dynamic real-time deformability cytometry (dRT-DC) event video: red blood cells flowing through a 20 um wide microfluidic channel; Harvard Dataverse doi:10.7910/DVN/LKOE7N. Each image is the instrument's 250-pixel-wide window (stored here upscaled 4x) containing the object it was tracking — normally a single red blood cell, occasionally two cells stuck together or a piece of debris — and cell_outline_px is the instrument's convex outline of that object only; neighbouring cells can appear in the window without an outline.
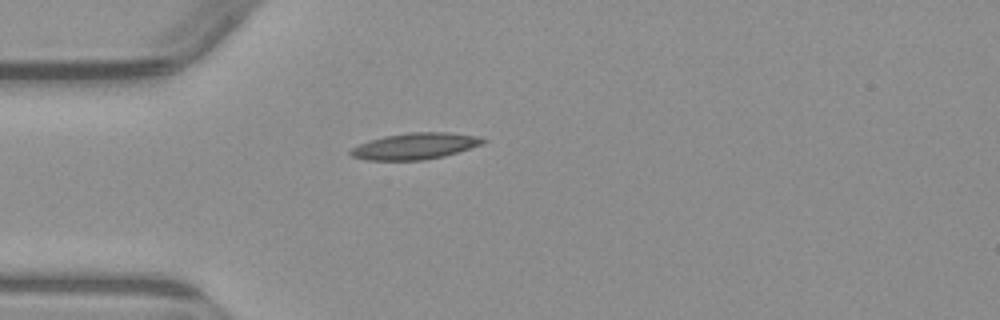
{"species": "common noctule bat (a hibernating species)", "species_latin": "Nyctalus noctula", "temperature_condition": "warm", "stored_images_in_passage": 2, "camera_frame_rate_fps": 3000, "um_per_image_px": 0.085, "animal": {"sex": "male", "body_mass_g": 23.1, "forearm_length_mm": 52.7}, "frame": {"image": 1, "passage_image": 1, "time_ms": 0.0, "image_size_px": [1000, 320], "cell_outline_px": [[488, 140], [480, 144], [444, 156], [424, 160], [364, 160], [352, 156], [348, 152], [352, 148], [368, 140], [384, 136], [408, 132], [448, 132], [476, 136]], "centroid_in_image_um": [35.22, 12.42], "position_along_channel_um": 49.8, "area_um2": 20.17}}